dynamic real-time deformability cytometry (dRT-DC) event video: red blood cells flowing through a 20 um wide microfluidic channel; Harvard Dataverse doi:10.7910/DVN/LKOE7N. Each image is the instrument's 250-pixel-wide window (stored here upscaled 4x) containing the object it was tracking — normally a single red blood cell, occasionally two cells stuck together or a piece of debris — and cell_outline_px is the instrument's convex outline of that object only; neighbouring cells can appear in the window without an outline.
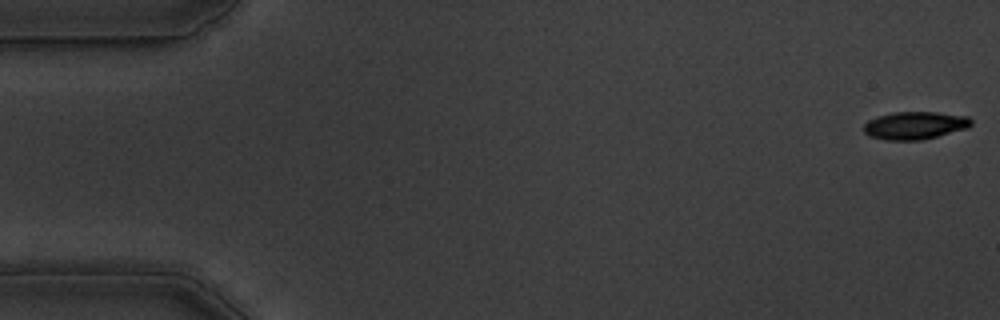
{"species": "common noctule bat (a hibernating species)", "species_latin": "Nyctalus noctula", "temperature_condition": "warm", "stored_images_in_passage": 55, "camera_frame_rate_fps": 3000, "um_per_image_px": 0.085, "animal": {"sex": "male", "body_mass_g": 19.5, "forearm_length_mm": 54.6}, "frame": {"image": 1, "passage_image": 1, "time_ms": 0.0, "image_size_px": [1000, 320], "cell_outline_px": [[972, 124], [968, 128], [920, 140], [888, 140], [868, 136], [864, 132], [864, 124], [868, 120], [876, 116], [892, 112], [936, 112], [968, 116], [972, 120]], "centroid_in_image_um": [77.75, 10.65], "position_along_channel_um": 7.3, "area_um2": 17.4}}
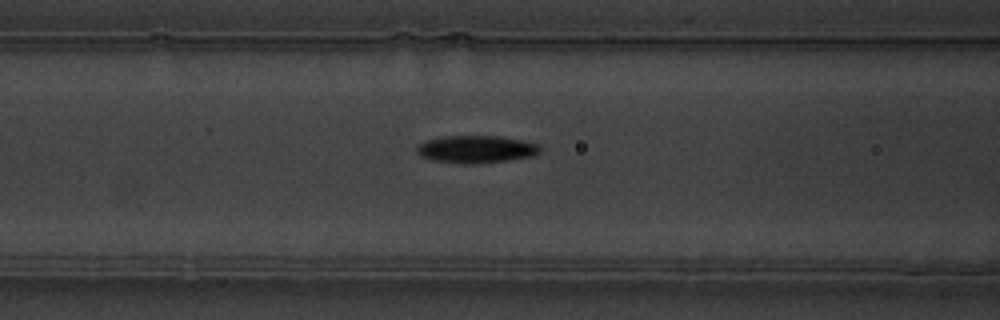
{"frame": {"image": 2, "passage_image": 22, "time_ms": 7.0, "image_size_px": [1000, 320], "cell_outline_px": [[540, 152], [532, 156], [508, 160], [476, 164], [464, 164], [432, 160], [420, 156], [416, 152], [416, 144], [428, 140], [444, 136], [500, 136], [540, 144]], "centroid_in_image_um": [40.45, 12.69], "position_along_channel_um": 126.2, "area_um2": 19.83}}
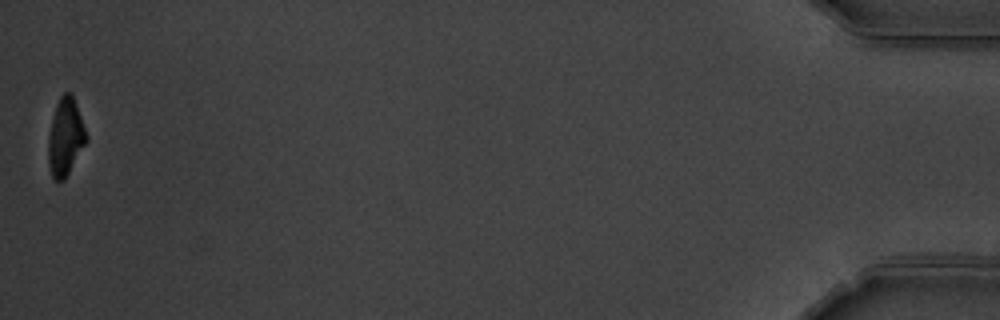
{"frame": {"image": 3, "passage_image": 55, "time_ms": 18.0, "image_size_px": [1000, 320], "cell_outline_px": [[88, 140], [64, 180], [56, 180], [52, 176], [48, 164], [48, 136], [56, 104], [60, 96], [64, 92], [72, 92], [88, 136]], "centroid_in_image_um": [5.57, 11.62], "position_along_channel_um": 429.6, "area_um2": 17.17}, "authors_computed_cell_mechanics": {"area_um2": 18.6694, "velocity_mm_per_s": 3.6492, "shape_relaxation_time_tau1_ms": 2.5277, "shape_relaxation_time_tau2_ms": 6.8679, "deformation_change_tau1": 0.165, "deformation_change_tau2": 0.1305}}